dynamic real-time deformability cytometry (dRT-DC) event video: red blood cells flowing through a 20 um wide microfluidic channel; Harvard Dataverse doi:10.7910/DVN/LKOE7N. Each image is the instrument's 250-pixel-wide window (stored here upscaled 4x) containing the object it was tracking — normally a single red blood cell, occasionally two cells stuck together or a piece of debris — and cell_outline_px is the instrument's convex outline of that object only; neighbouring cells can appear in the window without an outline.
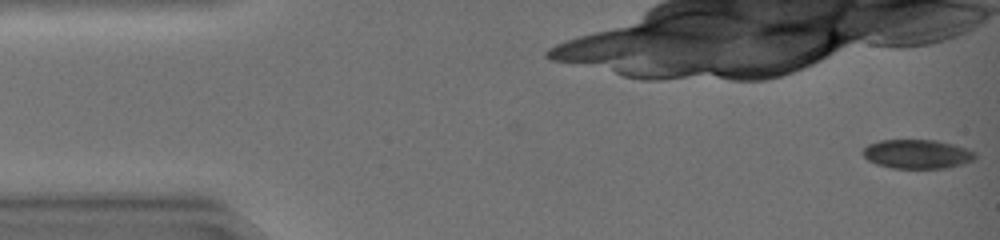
{"species": "common noctule bat (a hibernating species)", "species_latin": "Nyctalus noctula", "temperature_condition": "warm", "stored_images_in_passage": 12, "camera_frame_rate_fps": 3000, "um_per_image_px": 0.085, "animal": {"sex": "female", "body_mass_g": 19.0, "forearm_length_mm": 51.5}, "frame": {"image": 1, "passage_image": 1, "time_ms": 0.0, "image_size_px": [1000, 240], "cell_outline_px": [[976, 156], [972, 160], [948, 168], [892, 168], [876, 164], [868, 160], [864, 156], [864, 148], [868, 144], [880, 140], [936, 140], [952, 144], [976, 152]], "centroid_in_image_um": [77.94, 13.09], "position_along_channel_um": 7.1, "area_um2": 18.84}}